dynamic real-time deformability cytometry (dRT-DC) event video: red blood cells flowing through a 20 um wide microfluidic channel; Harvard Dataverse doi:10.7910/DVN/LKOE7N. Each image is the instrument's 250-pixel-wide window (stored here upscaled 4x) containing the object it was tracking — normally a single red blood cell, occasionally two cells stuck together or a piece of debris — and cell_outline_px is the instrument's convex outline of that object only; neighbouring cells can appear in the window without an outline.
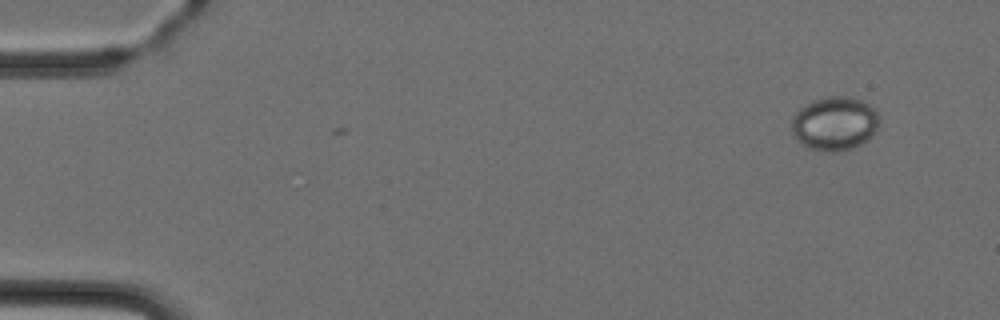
{"species": "Egyptian fruit bat (a non-hibernating species)", "species_latin": "Rousettus aegyptiacus", "temperature_condition": "cold", "stored_images_in_passage": 4, "camera_frame_rate_fps": 3000, "um_per_image_px": 0.085, "animal": {"sex": "female"}, "frame": {"image": 1, "passage_image": 1, "time_ms": 0.0, "image_size_px": [1000, 320], "cell_outline_px": [[880, 120], [872, 136], [868, 140], [852, 148], [836, 152], [820, 152], [808, 148], [792, 136], [792, 120], [796, 112], [804, 104], [812, 100], [828, 96], [848, 96], [860, 100], [876, 108], [880, 116]], "centroid_in_image_um": [70.94, 10.5], "position_along_channel_um": 14.1, "area_um2": 27.92}}